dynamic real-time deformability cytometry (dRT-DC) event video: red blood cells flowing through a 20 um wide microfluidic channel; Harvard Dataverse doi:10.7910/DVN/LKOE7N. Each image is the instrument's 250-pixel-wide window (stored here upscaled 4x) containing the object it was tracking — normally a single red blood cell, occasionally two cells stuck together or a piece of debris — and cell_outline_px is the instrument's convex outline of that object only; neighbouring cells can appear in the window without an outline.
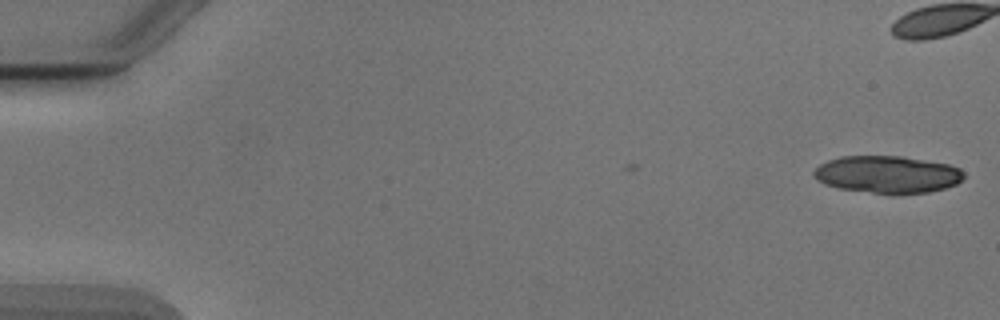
{"species": "Egyptian fruit bat (a non-hibernating species)", "species_latin": "Rousettus aegyptiacus", "temperature_condition": "cold", "stored_images_in_passage": 5, "camera_frame_rate_fps": 3000, "um_per_image_px": 0.085, "animal": {"sex": "male"}, "frame": {"image": 1, "passage_image": 1, "time_ms": 0.0, "image_size_px": [1000, 320], "cell_outline_px": [[964, 176], [956, 184], [944, 188], [928, 192], [872, 192], [840, 188], [824, 184], [812, 172], [820, 164], [828, 160], [840, 156], [900, 156], [948, 164], [960, 168], [964, 172]], "centroid_in_image_um": [75.43, 14.8], "position_along_channel_um": 9.6, "area_um2": 31.85}}